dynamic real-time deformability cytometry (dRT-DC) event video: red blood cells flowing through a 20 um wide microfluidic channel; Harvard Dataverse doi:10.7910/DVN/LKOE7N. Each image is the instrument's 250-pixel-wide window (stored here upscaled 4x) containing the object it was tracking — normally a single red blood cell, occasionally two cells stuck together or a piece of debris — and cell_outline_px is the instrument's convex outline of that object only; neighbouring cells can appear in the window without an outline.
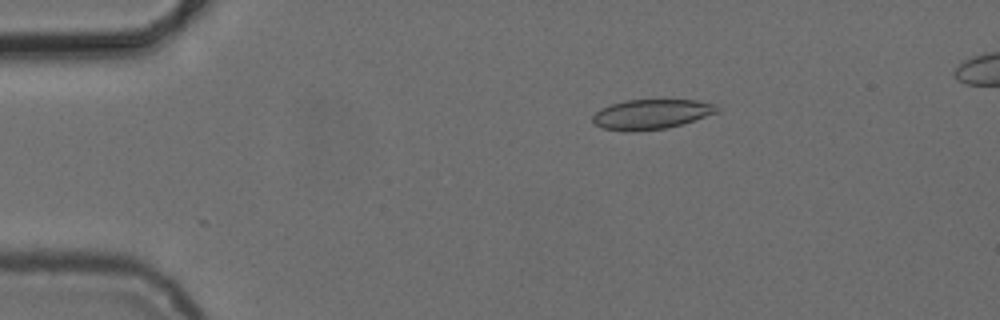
{"species": "common noctule bat (a hibernating species)", "species_latin": "Nyctalus noctula", "temperature_condition": "cold", "stored_images_in_passage": 4, "camera_frame_rate_fps": 3000, "um_per_image_px": 0.085, "animal": {"sex": "female", "body_mass_g": 24.6, "forearm_length_mm": 56.2}, "frame": {"image": 1, "passage_image": 1, "time_ms": 0.0, "image_size_px": [1000, 320], "cell_outline_px": [[720, 108], [716, 112], [668, 128], [632, 132], [628, 132], [600, 128], [592, 120], [592, 116], [600, 108], [624, 100], [696, 100], [716, 104]], "centroid_in_image_um": [55.3, 9.71], "position_along_channel_um": 29.7, "area_um2": 21.56}}